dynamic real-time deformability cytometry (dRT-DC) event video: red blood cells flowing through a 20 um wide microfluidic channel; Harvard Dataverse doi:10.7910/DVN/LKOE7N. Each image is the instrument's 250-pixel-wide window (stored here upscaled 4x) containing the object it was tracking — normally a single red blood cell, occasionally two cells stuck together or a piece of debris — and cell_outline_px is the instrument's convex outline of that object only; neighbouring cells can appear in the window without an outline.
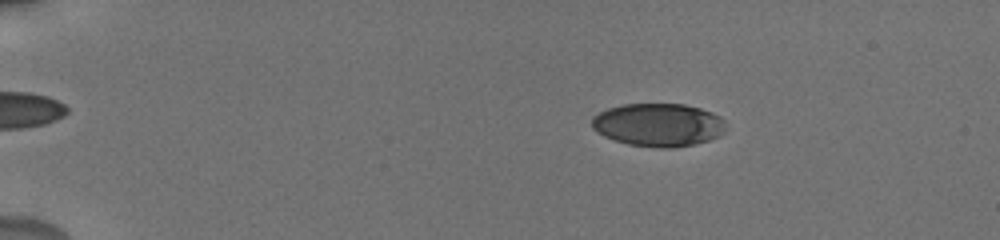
{"species": "human", "species_latin": "Homo sapiens", "temperature_condition": "cold", "stored_images_in_passage": 26, "camera_frame_rate_fps": 3000, "um_per_image_px": 0.085, "donor": {"sex": "male"}, "frame": {"image": 1, "passage_image": 9, "time_ms": 3.0, "image_size_px": [1000, 240], "cell_outline_px": [[724, 132], [720, 136], [712, 140], [696, 144], [672, 148], [656, 148], [628, 144], [604, 136], [596, 132], [592, 128], [592, 116], [608, 108], [624, 104], [684, 104], [700, 108], [712, 112], [720, 116], [724, 120]], "centroid_in_image_um": [55.98, 10.62], "position_along_channel_um": 29.0, "area_um2": 33.93}}
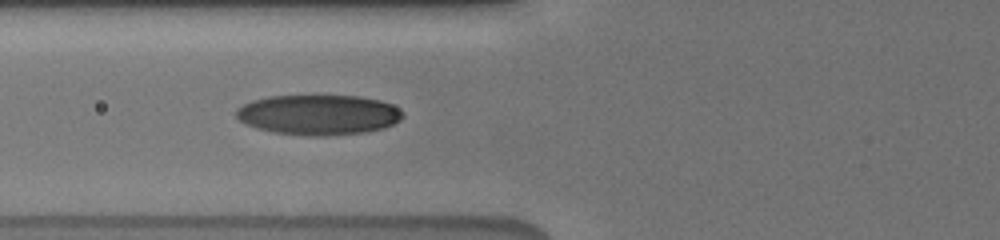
{"frame": {"image": 2, "passage_image": 20, "time_ms": 7.333, "image_size_px": [1000, 240], "cell_outline_px": [[404, 116], [400, 120], [384, 128], [368, 132], [328, 136], [308, 136], [272, 132], [256, 128], [244, 124], [236, 116], [236, 108], [252, 100], [268, 96], [360, 96], [380, 100], [392, 104], [404, 112]], "centroid_in_image_um": [27.08, 9.76], "position_along_channel_um": 98.7, "area_um2": 39.36}}
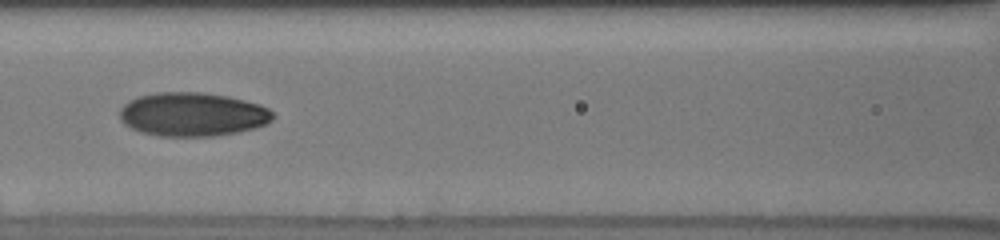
{"frame": {"image": 3, "passage_image": 24, "time_ms": 8.667, "image_size_px": [1000, 240], "cell_outline_px": [[276, 116], [268, 124], [256, 128], [236, 132], [212, 136], [160, 136], [140, 132], [124, 124], [120, 120], [120, 108], [128, 100], [136, 96], [156, 92], [204, 92], [228, 96], [260, 104], [268, 108]], "centroid_in_image_um": [16.36, 9.71], "position_along_channel_um": 150.2, "area_um2": 39.48}}